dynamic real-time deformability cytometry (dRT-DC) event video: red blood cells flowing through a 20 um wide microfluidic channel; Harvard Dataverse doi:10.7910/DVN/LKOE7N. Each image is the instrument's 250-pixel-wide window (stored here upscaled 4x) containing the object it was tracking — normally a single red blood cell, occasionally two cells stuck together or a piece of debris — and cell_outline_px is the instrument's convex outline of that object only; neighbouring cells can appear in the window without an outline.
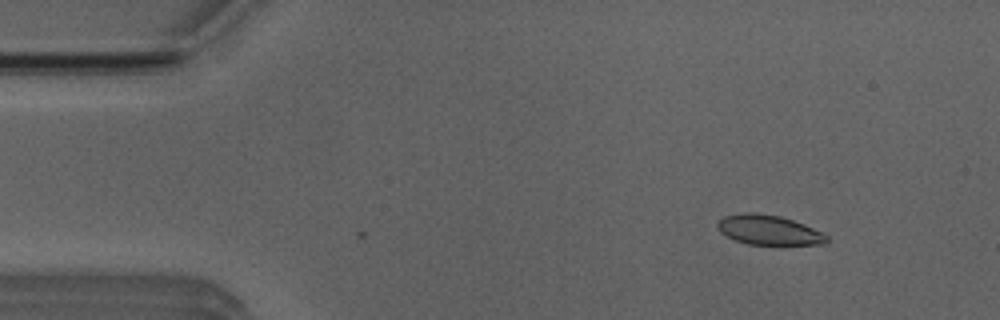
{"species": "Egyptian fruit bat (a non-hibernating species)", "species_latin": "Rousettus aegyptiacus", "temperature_condition": "room temperature", "stored_images_in_passage": 2, "camera_frame_rate_fps": 3000, "um_per_image_px": 0.085, "animal": {"sex": "male"}, "frame": {"image": 1, "passage_image": 1, "time_ms": 0.0, "image_size_px": [1000, 320], "cell_outline_px": [[828, 244], [780, 248], [748, 244], [736, 240], [720, 232], [716, 224], [724, 216], [744, 212], [756, 212], [780, 216], [804, 224], [828, 236]], "centroid_in_image_um": [65.42, 19.61], "position_along_channel_um": 19.6, "area_um2": 19.88}}